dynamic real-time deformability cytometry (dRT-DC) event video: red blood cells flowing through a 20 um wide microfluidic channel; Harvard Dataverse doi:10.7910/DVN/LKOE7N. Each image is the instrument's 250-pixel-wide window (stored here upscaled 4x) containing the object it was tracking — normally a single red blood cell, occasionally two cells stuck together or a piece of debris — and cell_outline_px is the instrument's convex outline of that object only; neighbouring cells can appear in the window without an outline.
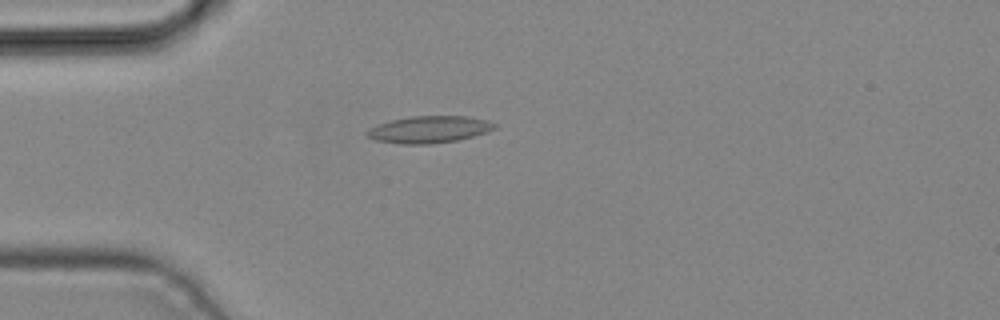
{"species": "common noctule bat (a hibernating species)", "species_latin": "Nyctalus noctula", "temperature_condition": "cold", "stored_images_in_passage": 3, "camera_frame_rate_fps": 3000, "um_per_image_px": 0.085, "animal": {"sex": "male", "body_mass_g": 19.2, "forearm_length_mm": 51.8}, "frame": {"image": 1, "passage_image": 3, "time_ms": 0.667, "image_size_px": [1000, 320], "cell_outline_px": [[496, 128], [488, 132], [456, 140], [432, 144], [404, 144], [372, 140], [364, 136], [364, 132], [368, 128], [392, 120], [412, 116], [468, 116], [488, 120], [496, 124]], "centroid_in_image_um": [36.44, 11.01], "position_along_channel_um": 48.6, "area_um2": 20.17}}